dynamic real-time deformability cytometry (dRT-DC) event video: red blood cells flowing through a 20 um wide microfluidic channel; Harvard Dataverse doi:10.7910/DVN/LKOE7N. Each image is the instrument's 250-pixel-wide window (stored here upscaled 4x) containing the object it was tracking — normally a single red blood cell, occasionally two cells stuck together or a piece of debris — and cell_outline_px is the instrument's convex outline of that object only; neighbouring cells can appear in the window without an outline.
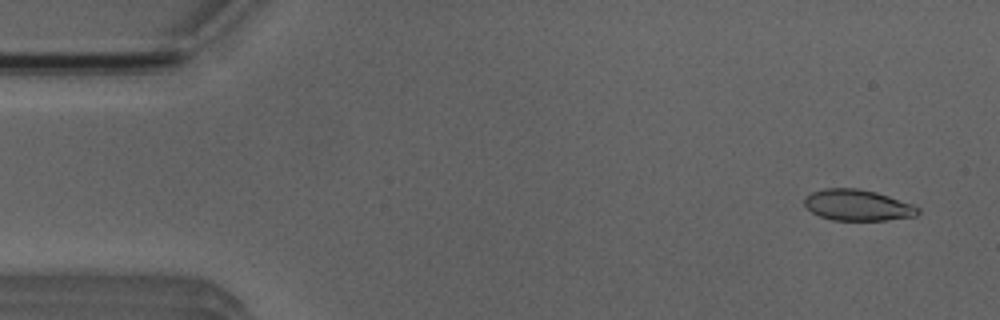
{"species": "Egyptian fruit bat (a non-hibernating species)", "species_latin": "Rousettus aegyptiacus", "temperature_condition": "room temperature", "stored_images_in_passage": 6, "camera_frame_rate_fps": 3000, "um_per_image_px": 0.085, "animal": {"sex": "male"}, "frame": {"image": 1, "passage_image": 1, "time_ms": 0.0, "image_size_px": [1000, 320], "cell_outline_px": [[920, 212], [916, 216], [884, 220], [832, 220], [820, 216], [812, 212], [804, 204], [804, 200], [812, 192], [824, 188], [856, 188], [876, 192], [912, 204], [920, 208]], "centroid_in_image_um": [72.91, 17.44], "position_along_channel_um": 12.1, "area_um2": 20.4}}